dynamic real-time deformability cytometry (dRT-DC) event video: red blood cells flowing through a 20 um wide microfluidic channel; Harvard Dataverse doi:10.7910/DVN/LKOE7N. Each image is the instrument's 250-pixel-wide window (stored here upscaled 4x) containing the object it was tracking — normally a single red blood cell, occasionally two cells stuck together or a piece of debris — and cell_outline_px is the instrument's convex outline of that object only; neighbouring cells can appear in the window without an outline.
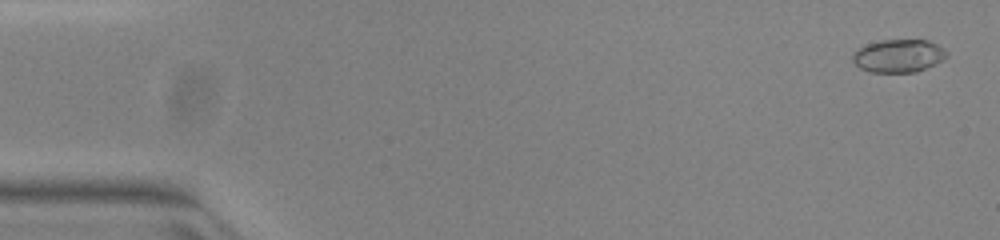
{"species": "common noctule bat (a hibernating species)", "species_latin": "Nyctalus noctula", "temperature_condition": "warm", "stored_images_in_passage": 51, "camera_frame_rate_fps": 3000, "um_per_image_px": 0.085, "animal": {"sex": "female", "body_mass_g": 23.0, "forearm_length_mm": 53.4}, "frame": {"image": 1, "passage_image": 2, "time_ms": 0.333, "image_size_px": [1000, 240], "cell_outline_px": [[948, 56], [944, 60], [936, 64], [916, 72], [868, 72], [860, 68], [852, 60], [852, 52], [868, 44], [880, 40], [928, 40], [944, 48], [948, 52]], "centroid_in_image_um": [76.4, 4.75], "position_along_channel_um": 8.6, "area_um2": 18.21}}
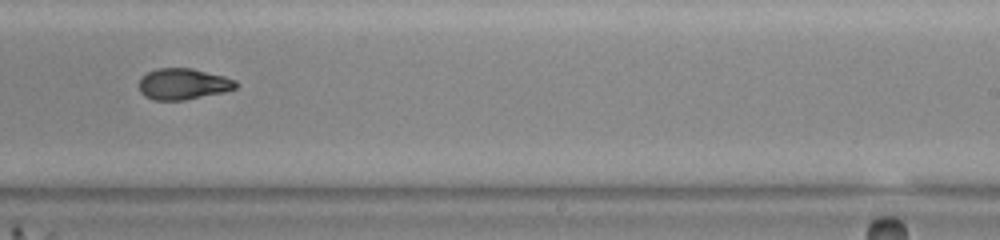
{"frame": {"image": 2, "passage_image": 32, "time_ms": 10.333, "image_size_px": [1000, 240], "cell_outline_px": [[236, 88], [224, 92], [184, 100], [152, 100], [144, 96], [140, 92], [140, 76], [156, 68], [192, 68], [224, 76], [236, 80]], "centroid_in_image_um": [15.54, 7.14], "position_along_channel_um": 273.5, "area_um2": 17.63}}
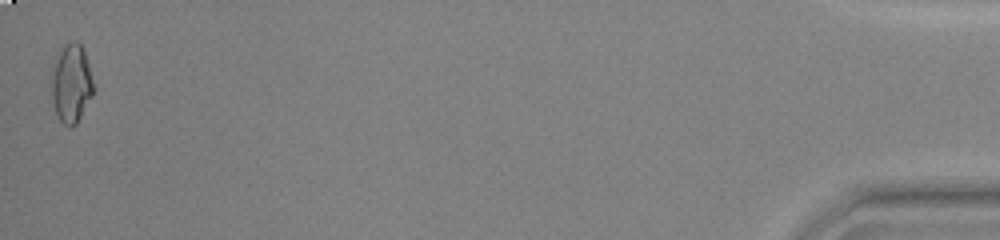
{"frame": {"image": 3, "passage_image": 51, "time_ms": 16.667, "image_size_px": [1000, 240], "cell_outline_px": [[96, 88], [92, 96], [76, 124], [72, 128], [64, 124], [60, 120], [56, 112], [52, 100], [52, 72], [60, 48], [64, 44], [72, 40], [76, 40], [84, 48], [96, 84]], "centroid_in_image_um": [6.11, 7.05], "position_along_channel_um": 429.1, "area_um2": 19.59}, "authors_computed_cell_mechanics": {"area_um2": 18.1492, "velocity_mm_per_s": 3.9988, "shape_relaxation_time_tau1_ms": null, "shape_relaxation_time_tau2_ms": 1.5693, "deformation_change_tau1": null, "deformation_change_tau2": 0.0637}}